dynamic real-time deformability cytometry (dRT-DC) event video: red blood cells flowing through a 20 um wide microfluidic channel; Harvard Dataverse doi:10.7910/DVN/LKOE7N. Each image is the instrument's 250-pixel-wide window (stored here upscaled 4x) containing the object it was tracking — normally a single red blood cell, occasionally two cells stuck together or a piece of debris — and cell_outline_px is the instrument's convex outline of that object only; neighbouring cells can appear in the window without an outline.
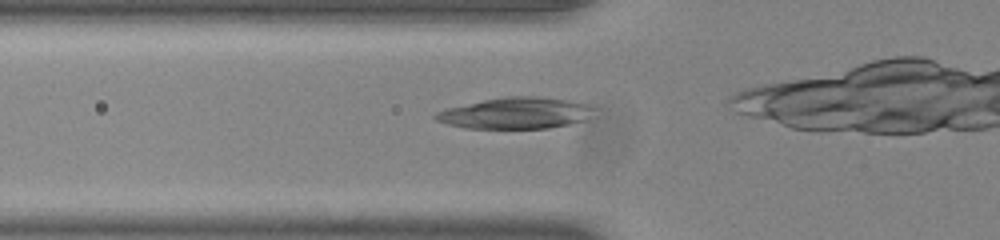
{"species": "common noctule bat (a hibernating species)", "species_latin": "Nyctalus noctula", "temperature_condition": "room temperature", "stored_images_in_passage": 8, "camera_frame_rate_fps": 3000, "um_per_image_px": 0.085, "animal": {"sex": "male", "body_mass_g": 20.0, "forearm_length_mm": 53.3}, "frame": {"image": 1, "passage_image": 3, "time_ms": 0.667, "image_size_px": [1000, 240], "cell_outline_px": [[596, 108], [588, 120], [548, 128], [464, 128], [448, 124], [436, 120], [432, 116], [436, 112], [448, 108], [484, 100], [504, 96], [536, 96], [568, 100], [588, 104]], "centroid_in_image_um": [43.87, 9.61], "position_along_channel_um": 81.9, "area_um2": 28.9}}
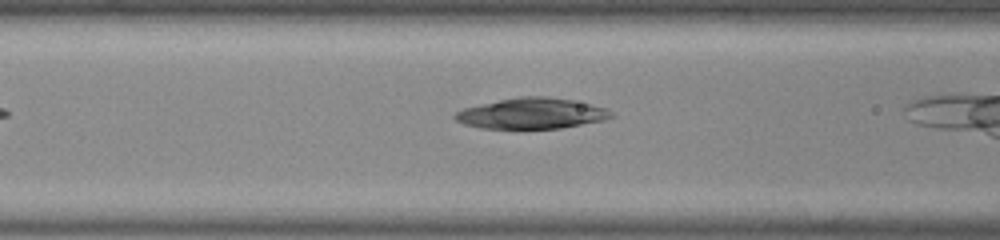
{"frame": {"image": 2, "passage_image": 6, "time_ms": 1.667, "image_size_px": [1000, 240], "cell_outline_px": [[616, 116], [604, 120], [560, 128], [480, 128], [464, 124], [456, 120], [452, 116], [456, 112], [464, 108], [500, 100], [520, 96], [548, 96], [572, 100], [592, 104], [604, 108], [612, 112]], "centroid_in_image_um": [45.21, 9.64], "position_along_channel_um": 121.4, "area_um2": 27.8}}